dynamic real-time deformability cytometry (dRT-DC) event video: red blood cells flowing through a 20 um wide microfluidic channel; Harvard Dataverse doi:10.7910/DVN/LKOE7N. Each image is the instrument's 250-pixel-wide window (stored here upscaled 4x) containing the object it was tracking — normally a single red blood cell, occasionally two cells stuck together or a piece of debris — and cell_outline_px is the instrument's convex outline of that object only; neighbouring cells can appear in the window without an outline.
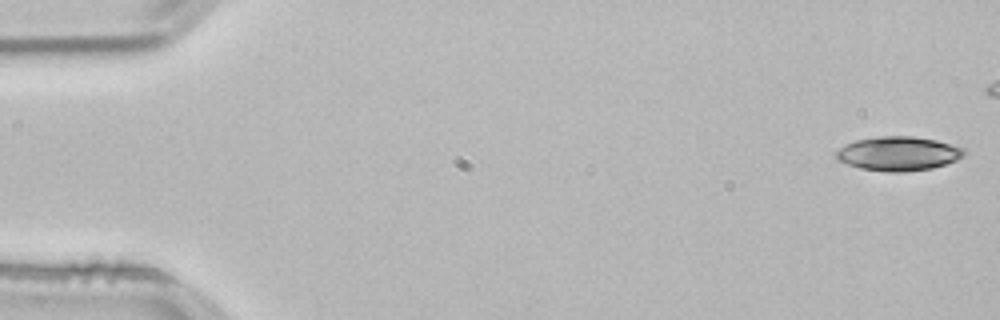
{"species": "common noctule bat (a hibernating species)", "species_latin": "Nyctalus noctula", "temperature_condition": "room temperature", "stored_images_in_passage": 14, "camera_frame_rate_fps": 3000, "um_per_image_px": 0.085, "animal": {"sex": "male", "body_mass_g": 21.5, "forearm_length_mm": 52.0}, "frame": {"image": 1, "passage_image": 1, "time_ms": 0.0, "image_size_px": [1000, 320], "cell_outline_px": [[964, 156], [956, 160], [932, 168], [904, 172], [888, 172], [860, 168], [836, 160], [836, 152], [844, 144], [856, 140], [876, 136], [912, 136], [936, 140], [964, 148]], "centroid_in_image_um": [76.33, 13.05], "position_along_channel_um": 8.7, "area_um2": 25.43}}
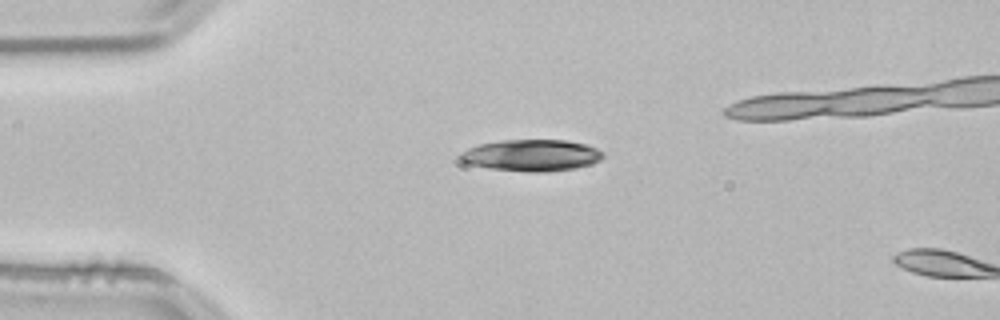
{"frame": {"image": 2, "passage_image": 12, "time_ms": 3.667, "image_size_px": [1000, 320], "cell_outline_px": [[604, 156], [600, 160], [592, 164], [576, 168], [544, 172], [532, 172], [488, 168], [468, 164], [460, 156], [460, 152], [468, 148], [480, 144], [500, 140], [568, 140], [584, 144], [596, 148], [604, 152]], "centroid_in_image_um": [45.22, 13.2], "position_along_channel_um": 39.8, "area_um2": 26.24}}